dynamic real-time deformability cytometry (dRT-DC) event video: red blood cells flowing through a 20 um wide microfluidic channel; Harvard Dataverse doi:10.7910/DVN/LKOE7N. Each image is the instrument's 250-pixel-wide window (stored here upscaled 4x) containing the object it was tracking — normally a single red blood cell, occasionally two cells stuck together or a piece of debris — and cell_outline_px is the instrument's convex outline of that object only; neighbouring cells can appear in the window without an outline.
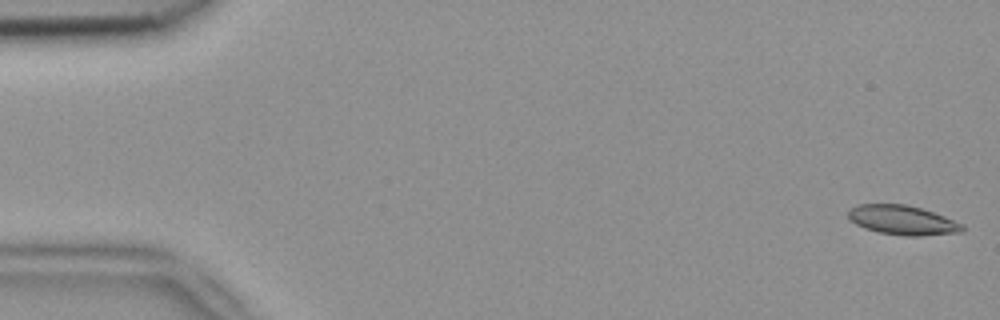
{"species": "common noctule bat (a hibernating species)", "species_latin": "Nyctalus noctula", "temperature_condition": "room temperature", "stored_images_in_passage": 4, "camera_frame_rate_fps": 3000, "um_per_image_px": 0.085, "animal": {"sex": "female", "body_mass_g": 18.4}, "frame": {"image": 1, "passage_image": 1, "time_ms": 0.0, "image_size_px": [1000, 320], "cell_outline_px": [[964, 232], [920, 236], [904, 236], [880, 232], [864, 228], [848, 220], [848, 212], [852, 208], [860, 204], [904, 204], [920, 208], [944, 216], [964, 224]], "centroid_in_image_um": [76.73, 18.72], "position_along_channel_um": 8.3, "area_um2": 19.54}}
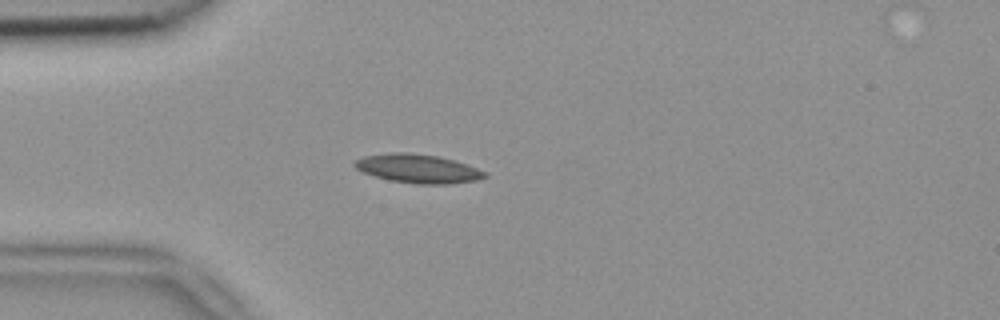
{"frame": {"image": 2, "passage_image": 4, "time_ms": 1.0, "image_size_px": [1000, 320], "cell_outline_px": [[488, 176], [476, 180], [448, 184], [416, 184], [392, 180], [376, 176], [364, 172], [356, 168], [352, 164], [356, 160], [364, 156], [388, 152], [408, 152], [436, 156], [456, 160], [468, 164], [488, 172]], "centroid_in_image_um": [35.57, 14.32], "position_along_channel_um": 49.4, "area_um2": 21.85}}